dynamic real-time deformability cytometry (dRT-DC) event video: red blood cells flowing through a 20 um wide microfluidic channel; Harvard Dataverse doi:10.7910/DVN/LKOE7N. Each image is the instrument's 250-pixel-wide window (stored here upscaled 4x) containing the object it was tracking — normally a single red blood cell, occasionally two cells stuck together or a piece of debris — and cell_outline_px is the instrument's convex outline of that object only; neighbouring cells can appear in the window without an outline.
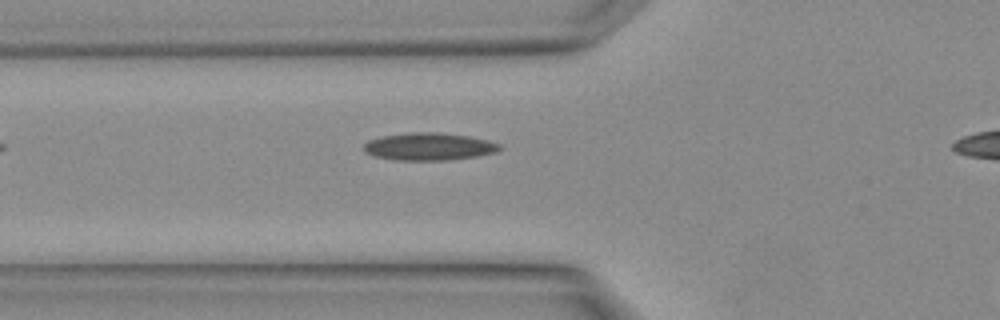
{"species": "Egyptian fruit bat (a non-hibernating species)", "species_latin": "Rousettus aegyptiacus", "temperature_condition": "warm", "stored_images_in_passage": 3, "camera_frame_rate_fps": 3000, "um_per_image_px": 0.085, "animal": {"sex": "female"}, "frame": {"image": 1, "passage_image": 2, "time_ms": 0.333, "image_size_px": [1000, 320], "cell_outline_px": [[500, 152], [476, 156], [448, 160], [396, 160], [376, 156], [364, 152], [364, 144], [368, 140], [380, 136], [412, 132], [436, 132], [468, 136], [488, 140], [500, 144]], "centroid_in_image_um": [36.47, 12.45], "position_along_channel_um": 89.3, "area_um2": 21.79}}